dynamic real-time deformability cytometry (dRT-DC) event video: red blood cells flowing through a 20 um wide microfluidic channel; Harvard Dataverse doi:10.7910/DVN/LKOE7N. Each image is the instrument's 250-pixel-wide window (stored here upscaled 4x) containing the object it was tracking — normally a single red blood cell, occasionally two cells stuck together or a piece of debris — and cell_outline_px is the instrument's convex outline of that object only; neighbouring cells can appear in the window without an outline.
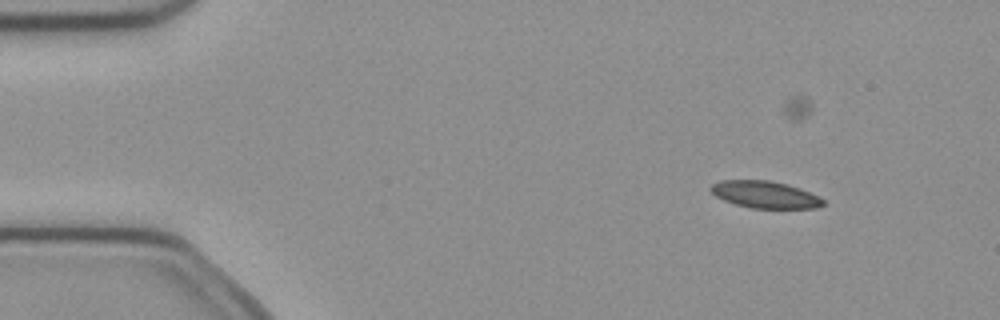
{"species": "common noctule bat (a hibernating species)", "species_latin": "Nyctalus noctula", "temperature_condition": "cold", "stored_images_in_passage": 4, "camera_frame_rate_fps": 3000, "um_per_image_px": 0.085, "animal": {"sex": "female", "body_mass_g": 21.9}, "frame": {"image": 1, "passage_image": 1, "time_ms": 0.0, "image_size_px": [1000, 320], "cell_outline_px": [[824, 204], [816, 208], [752, 208], [736, 204], [724, 200], [716, 196], [708, 188], [712, 184], [720, 180], [768, 180], [788, 184], [800, 188], [820, 196], [824, 200]], "centroid_in_image_um": [65.03, 16.53], "position_along_channel_um": 20.0, "area_um2": 17.74}}